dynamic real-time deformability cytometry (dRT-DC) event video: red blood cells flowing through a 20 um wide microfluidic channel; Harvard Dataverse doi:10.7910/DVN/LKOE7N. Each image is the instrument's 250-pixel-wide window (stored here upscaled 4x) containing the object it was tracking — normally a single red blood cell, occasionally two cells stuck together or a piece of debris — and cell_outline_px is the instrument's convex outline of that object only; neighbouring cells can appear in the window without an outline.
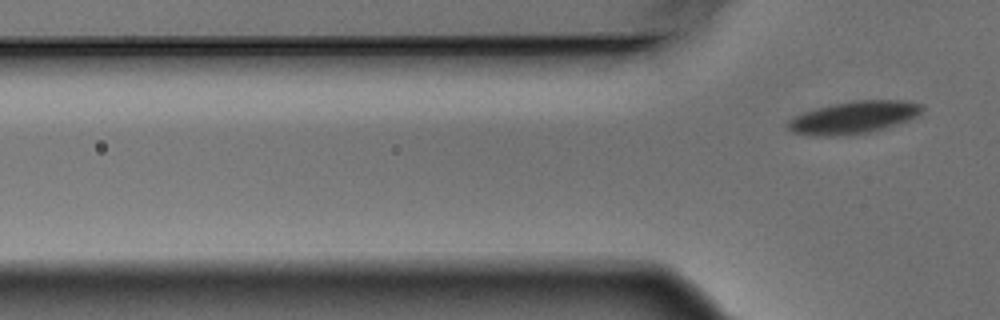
{"species": "Egyptian fruit bat (a non-hibernating species)", "species_latin": "Rousettus aegyptiacus", "temperature_condition": "warm", "stored_images_in_passage": 5, "camera_frame_rate_fps": 3000, "um_per_image_px": 0.085, "animal": {"sex": "male"}, "frame": {"image": 1, "passage_image": 5, "time_ms": 1.333, "image_size_px": [1000, 320], "cell_outline_px": [[924, 108], [916, 116], [908, 120], [896, 124], [868, 132], [832, 136], [812, 136], [792, 132], [784, 124], [792, 116], [816, 108], [856, 100], [900, 100], [924, 104]], "centroid_in_image_um": [72.51, 9.98], "position_along_channel_um": 53.3, "area_um2": 25.14}}